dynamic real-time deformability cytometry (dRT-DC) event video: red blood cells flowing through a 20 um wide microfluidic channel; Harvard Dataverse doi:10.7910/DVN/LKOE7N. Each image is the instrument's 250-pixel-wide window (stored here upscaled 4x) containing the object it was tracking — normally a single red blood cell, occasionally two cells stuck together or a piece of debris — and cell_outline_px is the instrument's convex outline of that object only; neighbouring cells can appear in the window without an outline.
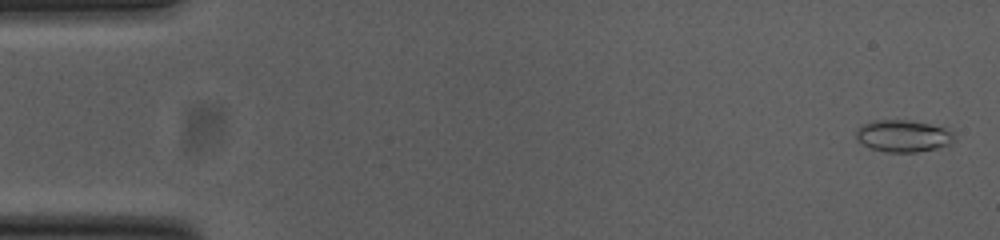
{"species": "common noctule bat (a hibernating species)", "species_latin": "Nyctalus noctula", "temperature_condition": "cold", "stored_images_in_passage": 54, "camera_frame_rate_fps": 3000, "um_per_image_px": 0.085, "animal": {"sex": "female", "body_mass_g": 23.0, "forearm_length_mm": 53.4}, "frame": {"image": 1, "passage_image": 2, "time_ms": 0.333, "image_size_px": [1000, 240], "cell_outline_px": [[956, 136], [952, 144], [936, 148], [916, 152], [888, 152], [872, 148], [856, 140], [856, 132], [864, 124], [876, 120], [904, 120], [928, 124], [944, 128], [952, 132]], "centroid_in_image_um": [76.79, 11.57], "position_along_channel_um": 8.2, "area_um2": 17.98}}
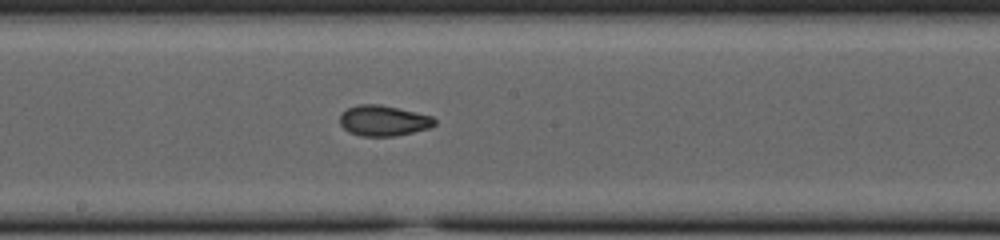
{"frame": {"image": 2, "passage_image": 29, "time_ms": 9.333, "image_size_px": [1000, 240], "cell_outline_px": [[436, 124], [428, 128], [412, 132], [392, 136], [360, 136], [348, 132], [340, 124], [340, 112], [348, 108], [360, 104], [380, 104], [416, 112], [432, 116], [436, 120]], "centroid_in_image_um": [32.57, 10.25], "position_along_channel_um": 215.6, "area_um2": 16.88}}
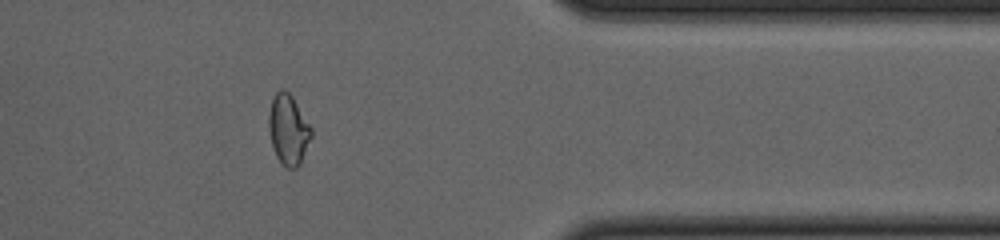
{"frame": {"image": 3, "passage_image": 44, "time_ms": 14.333, "image_size_px": [1000, 240], "cell_outline_px": [[312, 136], [300, 164], [296, 168], [288, 168], [276, 156], [272, 144], [268, 128], [268, 116], [272, 100], [276, 92], [280, 88], [284, 88], [292, 96], [312, 128]], "centroid_in_image_um": [24.51, 10.99], "position_along_channel_um": 386.9, "area_um2": 17.28}, "authors_computed_cell_mechanics": {"area_um2": 16.9643, "velocity_mm_per_s": 3.8086, "shape_relaxation_time_tau1_ms": 10.3678, "shape_relaxation_time_tau2_ms": 2.1153, "deformation_change_tau1": 0.2304, "deformation_change_tau2": 0.0738}}